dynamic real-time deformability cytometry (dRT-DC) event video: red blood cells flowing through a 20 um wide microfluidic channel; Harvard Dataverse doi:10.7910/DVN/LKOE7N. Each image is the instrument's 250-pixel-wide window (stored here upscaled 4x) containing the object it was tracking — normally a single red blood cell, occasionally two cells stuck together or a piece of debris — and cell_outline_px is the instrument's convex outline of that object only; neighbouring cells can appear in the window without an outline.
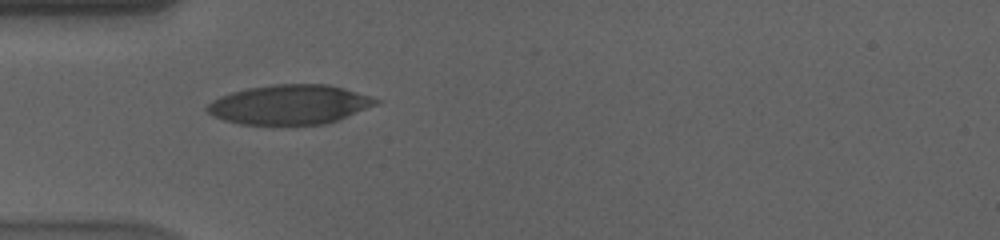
{"species": "human", "species_latin": "Homo sapiens", "temperature_condition": "cold", "stored_images_in_passage": 40, "camera_frame_rate_fps": 3000, "um_per_image_px": 0.085, "donor": {"sex": "male"}, "frame": {"image": 1, "passage_image": 1, "time_ms": 0.0, "image_size_px": [1000, 240], "cell_outline_px": [[380, 100], [376, 104], [336, 120], [324, 124], [240, 124], [224, 120], [208, 112], [204, 108], [212, 100], [220, 96], [244, 88], [276, 84], [328, 84], [344, 88]], "centroid_in_image_um": [24.56, 8.87], "position_along_channel_um": 60.4, "area_um2": 38.38}}
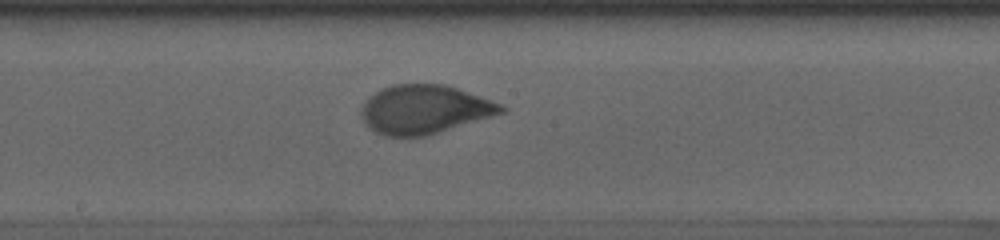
{"frame": {"image": 2, "passage_image": 14, "time_ms": 4.333, "image_size_px": [1000, 240], "cell_outline_px": [[508, 108], [504, 112], [428, 136], [384, 136], [368, 128], [364, 124], [360, 116], [360, 112], [368, 96], [392, 84], [444, 84], [504, 104]], "centroid_in_image_um": [36.06, 9.31], "position_along_channel_um": 212.1, "area_um2": 39.88}}
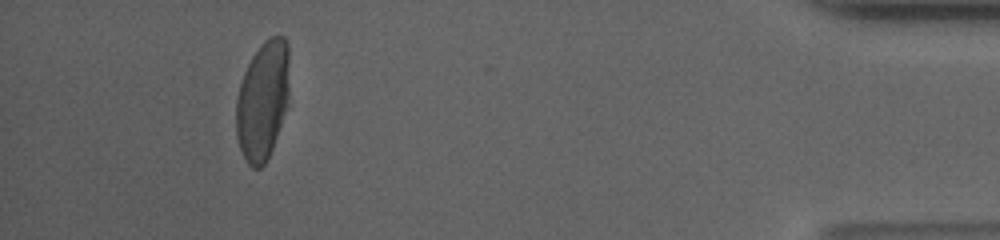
{"frame": {"image": 3, "passage_image": 36, "time_ms": 11.667, "image_size_px": [1000, 240], "cell_outline_px": [[288, 108], [272, 148], [264, 164], [260, 168], [252, 168], [248, 164], [240, 148], [236, 136], [236, 100], [240, 84], [244, 72], [252, 56], [264, 40], [272, 36], [284, 36], [288, 44]], "centroid_in_image_um": [22.33, 8.54], "position_along_channel_um": 412.9, "area_um2": 36.99}, "authors_computed_cell_mechanics": {"area_um2": 39.2173, "velocity_mm_per_s": 3.5665, "shape_relaxation_time_tau1_ms": 6.2589, "shape_relaxation_time_tau2_ms": null, "deformation_change_tau1": 0.2109, "deformation_change_tau2": null}}